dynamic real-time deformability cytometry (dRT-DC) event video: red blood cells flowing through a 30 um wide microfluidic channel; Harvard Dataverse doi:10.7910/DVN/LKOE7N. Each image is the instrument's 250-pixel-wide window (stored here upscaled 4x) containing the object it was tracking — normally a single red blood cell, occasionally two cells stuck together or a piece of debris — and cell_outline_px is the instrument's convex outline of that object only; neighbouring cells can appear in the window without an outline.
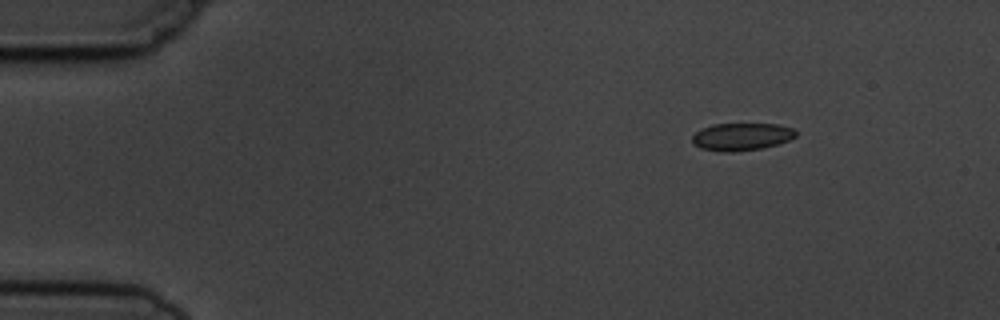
{"species": "common noctule bat (a hibernating species)", "species_latin": "Nyctalus noctula", "temperature_condition": "cold", "stored_images_in_passage": 3, "camera_frame_rate_fps": 3000, "um_per_image_px": 0.085, "animal": {"sex": "male", "body_mass_g": 19.5, "forearm_length_mm": 54.6}, "frame": {"image": 1, "passage_image": 1, "time_ms": 0.0, "image_size_px": [1000, 320], "cell_outline_px": [[796, 136], [788, 140], [764, 148], [732, 152], [724, 152], [700, 148], [692, 144], [692, 136], [696, 132], [712, 124], [780, 124], [792, 128], [796, 132]], "centroid_in_image_um": [63.02, 11.62], "position_along_channel_um": 22.0, "area_um2": 16.59}}